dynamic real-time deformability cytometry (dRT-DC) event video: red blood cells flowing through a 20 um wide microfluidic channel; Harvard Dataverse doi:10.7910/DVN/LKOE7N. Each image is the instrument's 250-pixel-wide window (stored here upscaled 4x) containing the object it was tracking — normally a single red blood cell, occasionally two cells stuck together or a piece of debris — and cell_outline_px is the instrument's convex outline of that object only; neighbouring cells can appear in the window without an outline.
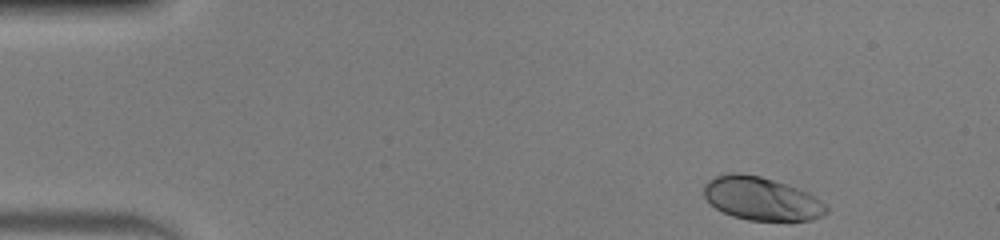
{"species": "human", "species_latin": "Homo sapiens", "temperature_condition": "warm", "stored_images_in_passage": 46, "camera_frame_rate_fps": 3000, "um_per_image_px": 0.085, "donor": {"sex": "male"}, "frame": {"image": 1, "passage_image": 1, "time_ms": 0.0, "image_size_px": [1000, 240], "cell_outline_px": [[828, 212], [824, 216], [812, 220], [788, 224], [748, 220], [732, 216], [716, 208], [704, 196], [704, 184], [708, 180], [716, 176], [732, 172], [740, 172], [760, 176], [808, 192], [820, 200], [828, 208]], "centroid_in_image_um": [64.78, 16.94], "position_along_channel_um": 20.2, "area_um2": 31.62}}
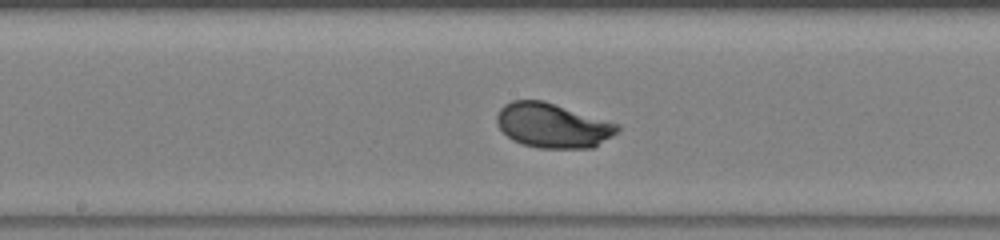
{"frame": {"image": 2, "passage_image": 22, "time_ms": 7.0, "image_size_px": [1000, 240], "cell_outline_px": [[620, 128], [612, 136], [592, 148], [540, 148], [524, 144], [512, 140], [496, 124], [496, 116], [500, 108], [504, 104], [512, 100], [544, 100], [620, 124]], "centroid_in_image_um": [46.97, 10.65], "position_along_channel_um": 201.2, "area_um2": 31.39}}
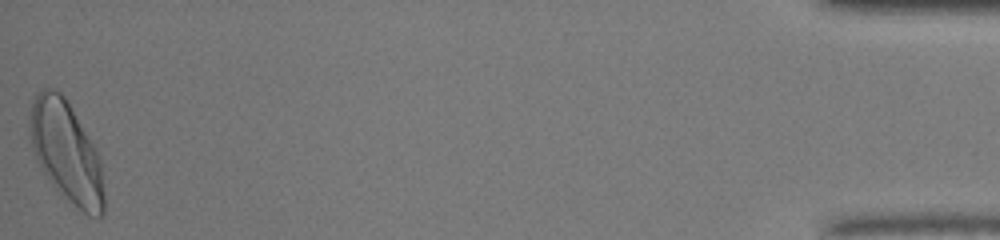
{"frame": {"image": 3, "passage_image": 46, "time_ms": 15.0, "image_size_px": [1000, 240], "cell_outline_px": [[104, 212], [100, 216], [88, 216], [60, 192], [52, 184], [36, 160], [32, 148], [28, 132], [28, 120], [32, 104], [36, 92], [44, 88], [56, 88], [64, 96], [92, 144], [100, 160], [104, 196]], "centroid_in_image_um": [5.59, 12.89], "position_along_channel_um": 429.6, "area_um2": 43.0}, "authors_computed_cell_mechanics": {"area_um2": 31.1542, "velocity_mm_per_s": 4.0323, "shape_relaxation_time_tau1_ms": 1.6697, "shape_relaxation_time_tau2_ms": null, "deformation_change_tau1": 0.1304, "deformation_change_tau2": null}}